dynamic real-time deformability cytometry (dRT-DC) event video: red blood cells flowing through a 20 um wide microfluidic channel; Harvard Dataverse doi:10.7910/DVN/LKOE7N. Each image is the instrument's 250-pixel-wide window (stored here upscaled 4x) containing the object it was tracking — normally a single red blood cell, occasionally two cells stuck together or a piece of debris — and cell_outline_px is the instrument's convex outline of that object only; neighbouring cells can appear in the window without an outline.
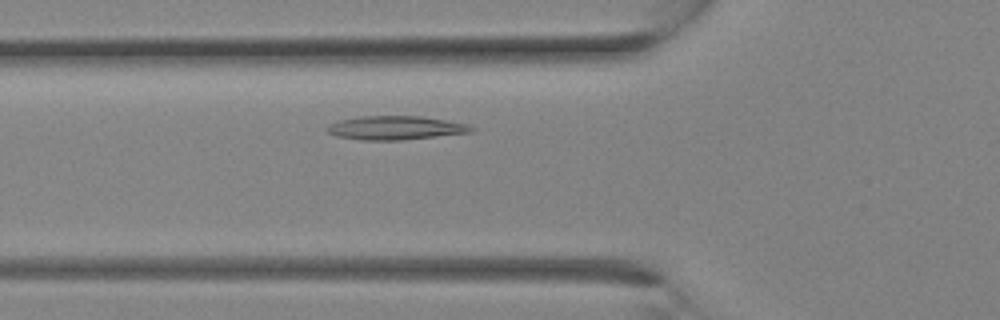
{"species": "Egyptian fruit bat (a non-hibernating species)", "species_latin": "Rousettus aegyptiacus", "temperature_condition": "room temperature", "stored_images_in_passage": 17, "camera_frame_rate_fps": 3000, "um_per_image_px": 0.085, "animal": {"sex": "female"}, "frame": {"image": 1, "passage_image": 6, "time_ms": 1.667, "image_size_px": [1000, 320], "cell_outline_px": [[476, 128], [472, 132], [404, 140], [360, 140], [336, 136], [328, 132], [324, 128], [328, 124], [340, 120], [360, 116], [420, 116], [468, 124]], "centroid_in_image_um": [33.59, 10.87], "position_along_channel_um": 92.2, "area_um2": 20.06}}
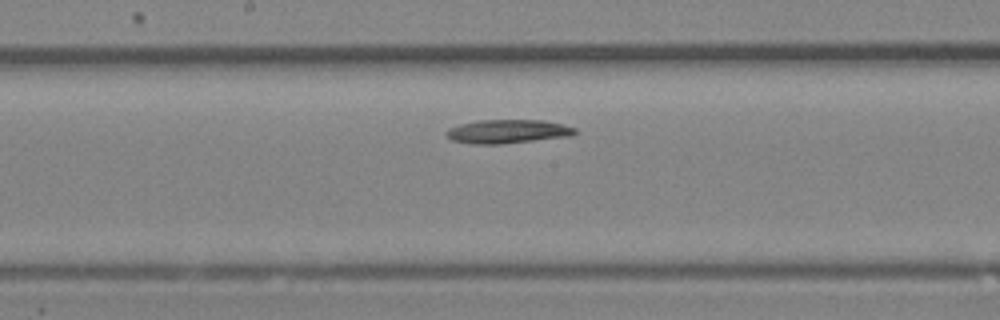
{"frame": {"image": 2, "passage_image": 11, "time_ms": 3.333, "image_size_px": [1000, 320], "cell_outline_px": [[580, 132], [572, 136], [500, 144], [472, 144], [452, 140], [444, 132], [448, 128], [460, 124], [480, 120], [544, 120], [576, 128]], "centroid_in_image_um": [43.18, 11.17], "position_along_channel_um": 205.0, "area_um2": 17.86}}
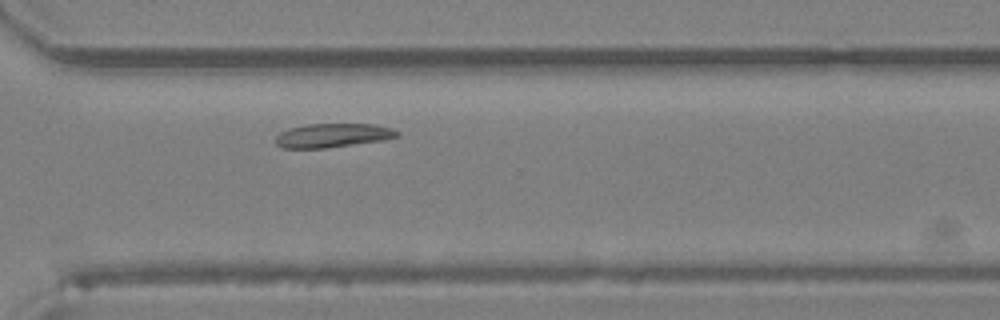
{"frame": {"image": 3, "passage_image": 17, "time_ms": 5.333, "image_size_px": [1000, 320], "cell_outline_px": [[400, 136], [380, 140], [324, 148], [280, 148], [276, 144], [276, 136], [280, 132], [288, 128], [308, 124], [372, 124], [392, 128], [400, 132]], "centroid_in_image_um": [28.25, 11.5], "position_along_channel_um": 342.4, "area_um2": 16.82}}